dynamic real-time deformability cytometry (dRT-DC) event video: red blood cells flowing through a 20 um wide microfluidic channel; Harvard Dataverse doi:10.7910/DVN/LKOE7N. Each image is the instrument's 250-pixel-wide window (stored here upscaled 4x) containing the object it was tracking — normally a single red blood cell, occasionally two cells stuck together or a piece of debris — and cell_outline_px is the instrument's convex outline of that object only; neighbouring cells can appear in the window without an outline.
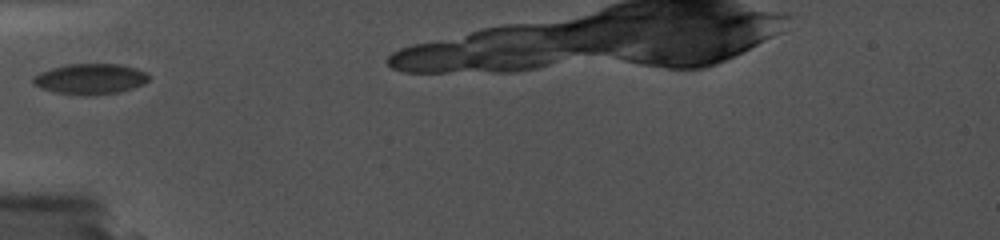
{"species": "common noctule bat (a hibernating species)", "species_latin": "Nyctalus noctula", "temperature_condition": "cold", "stored_images_in_passage": 2, "camera_frame_rate_fps": 5000, "um_per_image_px": 0.085, "animal": {"sex": "female", "body_mass_g": 19.0, "forearm_length_mm": 56.7}, "frame": {"image": 1, "passage_image": 1, "time_ms": 0.0, "image_size_px": [1000, 240], "cell_outline_px": [[148, 80], [144, 84], [120, 92], [56, 92], [40, 88], [32, 84], [32, 76], [40, 72], [52, 68], [68, 64], [120, 64], [136, 68], [144, 72], [148, 76]], "centroid_in_image_um": [7.65, 6.66], "position_along_channel_um": 77.3, "area_um2": 19.71}}